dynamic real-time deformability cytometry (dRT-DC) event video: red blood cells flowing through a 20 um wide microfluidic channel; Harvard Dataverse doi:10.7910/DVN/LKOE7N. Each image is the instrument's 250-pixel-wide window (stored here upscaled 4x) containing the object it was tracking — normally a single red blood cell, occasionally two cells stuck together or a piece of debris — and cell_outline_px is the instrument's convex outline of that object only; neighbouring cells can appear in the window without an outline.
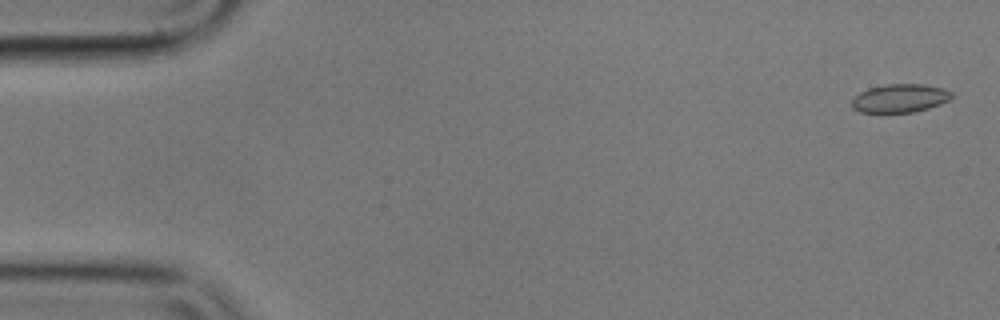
{"species": "common noctule bat (a hibernating species)", "species_latin": "Nyctalus noctula", "temperature_condition": "cold", "stored_images_in_passage": 57, "camera_frame_rate_fps": 3000, "um_per_image_px": 0.085, "animal": {"sex": "male", "body_mass_g": 17.9}, "frame": {"image": 1, "passage_image": 2, "time_ms": 0.333, "image_size_px": [1000, 320], "cell_outline_px": [[952, 96], [948, 100], [940, 104], [928, 108], [912, 112], [860, 112], [852, 108], [852, 100], [860, 92], [868, 88], [884, 84], [924, 84], [944, 88], [952, 92]], "centroid_in_image_um": [76.49, 8.34], "position_along_channel_um": 8.5, "area_um2": 16.47}}
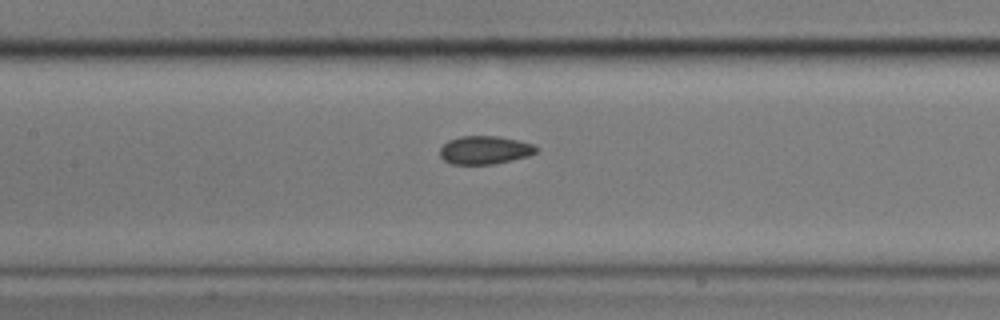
{"frame": {"image": 2, "passage_image": 26, "time_ms": 8.333, "image_size_px": [1000, 320], "cell_outline_px": [[540, 148], [536, 152], [528, 156], [512, 160], [492, 164], [452, 164], [444, 160], [440, 156], [440, 148], [448, 140], [460, 136], [500, 136], [520, 140], [532, 144]], "centroid_in_image_um": [41.22, 12.74], "position_along_channel_um": 166.2, "area_um2": 15.95}}
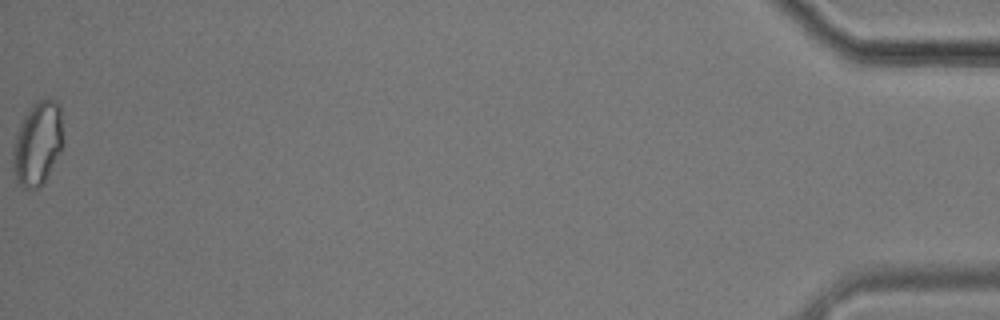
{"frame": {"image": 3, "passage_image": 57, "time_ms": 18.667, "image_size_px": [1000, 320], "cell_outline_px": [[64, 144], [44, 184], [36, 188], [24, 188], [16, 184], [12, 168], [12, 152], [16, 132], [24, 116], [32, 104], [36, 100], [56, 100], [60, 104], [64, 140]], "centroid_in_image_um": [3.2, 12.22], "position_along_channel_um": 432.0, "area_um2": 25.09}, "authors_computed_cell_mechanics": {"area_um2": 16.7042, "velocity_mm_per_s": 3.5371, "shape_relaxation_time_tau1_ms": null, "shape_relaxation_time_tau2_ms": 2.1683, "deformation_change_tau1": null, "deformation_change_tau2": 0.0545}}